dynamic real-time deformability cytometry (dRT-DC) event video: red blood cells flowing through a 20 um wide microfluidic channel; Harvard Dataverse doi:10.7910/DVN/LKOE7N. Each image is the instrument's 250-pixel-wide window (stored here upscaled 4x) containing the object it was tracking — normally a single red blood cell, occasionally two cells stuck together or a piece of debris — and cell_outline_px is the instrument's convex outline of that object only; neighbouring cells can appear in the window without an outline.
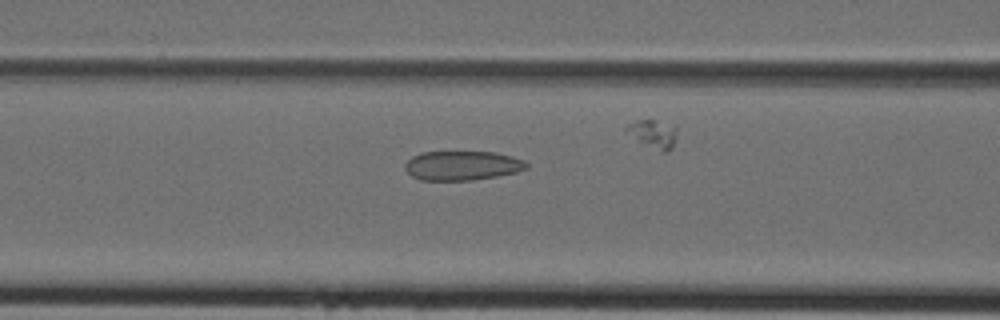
{"species": "Egyptian fruit bat (a non-hibernating species)", "species_latin": "Rousettus aegyptiacus", "temperature_condition": "cold", "stored_images_in_passage": 35, "camera_frame_rate_fps": 3000, "um_per_image_px": 0.085, "animal": {"sex": "female"}, "frame": {"image": 1, "passage_image": 18, "time_ms": 5.667, "image_size_px": [1000, 320], "cell_outline_px": [[528, 168], [516, 172], [496, 176], [472, 180], [420, 180], [412, 176], [404, 168], [404, 164], [412, 156], [420, 152], [496, 152], [512, 156], [524, 160], [528, 164]], "centroid_in_image_um": [39.28, 14.07], "position_along_channel_um": 127.3, "area_um2": 20.81}}
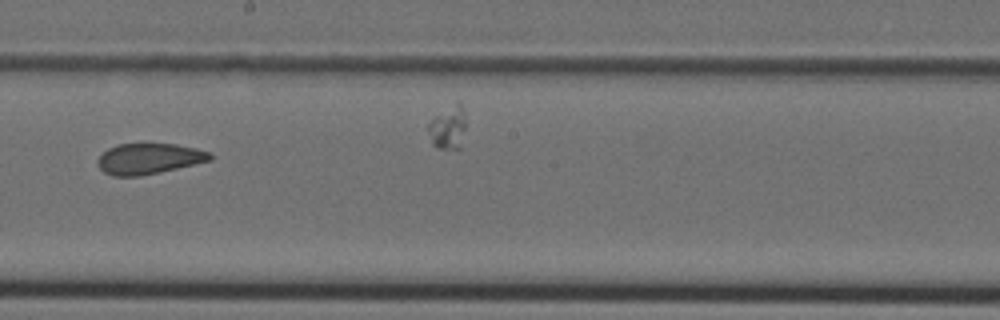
{"frame": {"image": 2, "passage_image": 25, "time_ms": 8.0, "image_size_px": [1000, 320], "cell_outline_px": [[212, 160], [140, 176], [112, 176], [104, 172], [96, 164], [96, 160], [108, 148], [120, 144], [176, 144], [196, 148], [212, 152]], "centroid_in_image_um": [12.65, 13.49], "position_along_channel_um": 235.5, "area_um2": 20.06}}
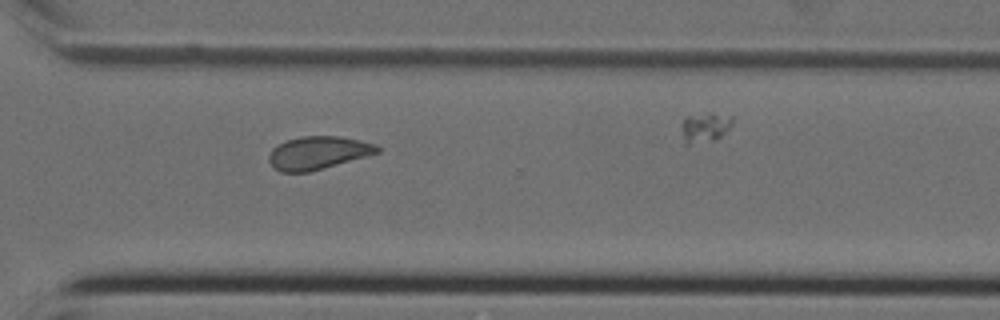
{"frame": {"image": 3, "passage_image": 32, "time_ms": 10.333, "image_size_px": [1000, 320], "cell_outline_px": [[380, 152], [308, 172], [280, 172], [268, 160], [268, 156], [272, 148], [276, 144], [300, 136], [340, 136], [376, 144], [380, 148]], "centroid_in_image_um": [27.01, 12.98], "position_along_channel_um": 343.6, "area_um2": 20.63}}